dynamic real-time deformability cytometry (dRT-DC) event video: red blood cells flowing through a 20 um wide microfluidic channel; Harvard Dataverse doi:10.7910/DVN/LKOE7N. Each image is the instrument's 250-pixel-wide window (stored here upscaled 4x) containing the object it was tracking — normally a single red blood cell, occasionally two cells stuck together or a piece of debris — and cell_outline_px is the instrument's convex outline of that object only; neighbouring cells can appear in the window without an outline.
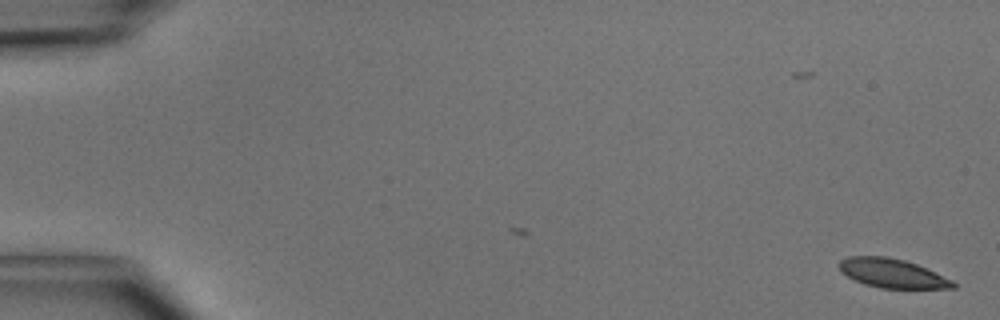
{"species": "common noctule bat (a hibernating species)", "species_latin": "Nyctalus noctula", "temperature_condition": "cold", "stored_images_in_passage": 50, "camera_frame_rate_fps": 3000, "um_per_image_px": 0.085, "animal": {"sex": "male", "body_mass_g": 15.6}, "frame": {"image": 1, "passage_image": 1, "time_ms": 0.0, "image_size_px": [1000, 320], "cell_outline_px": [[956, 288], [880, 288], [864, 284], [840, 272], [836, 264], [840, 260], [848, 256], [884, 256], [904, 260], [916, 264], [936, 272], [952, 280], [956, 284]], "centroid_in_image_um": [75.8, 23.22], "position_along_channel_um": 9.2, "area_um2": 19.31}}
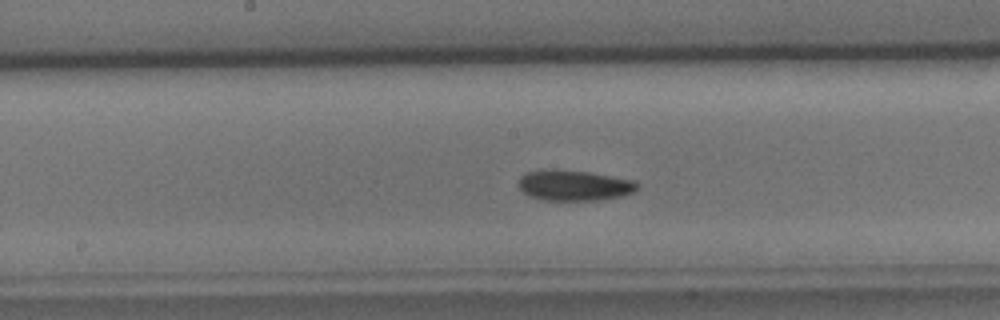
{"frame": {"image": 2, "passage_image": 26, "time_ms": 8.333, "image_size_px": [1000, 320], "cell_outline_px": [[640, 184], [632, 192], [620, 196], [600, 200], [544, 200], [528, 196], [520, 188], [520, 176], [528, 172], [544, 168], [588, 172], [636, 180]], "centroid_in_image_um": [48.8, 15.75], "position_along_channel_um": 199.4, "area_um2": 21.15}}
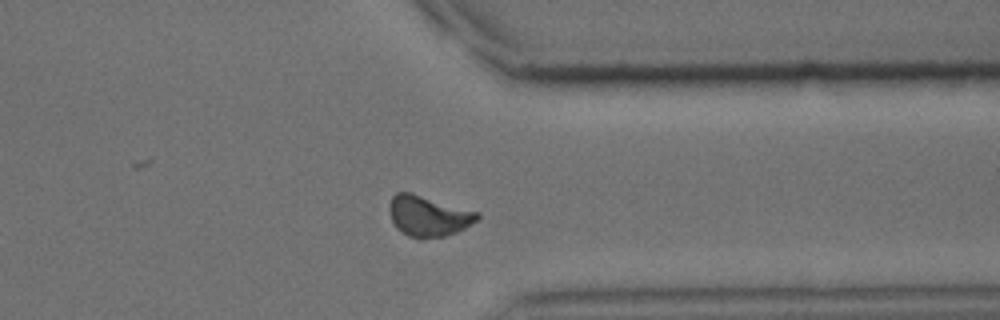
{"frame": {"image": 3, "passage_image": 39, "time_ms": 12.667, "image_size_px": [1000, 320], "cell_outline_px": [[480, 216], [476, 220], [464, 228], [456, 232], [444, 236], [420, 240], [408, 236], [400, 232], [396, 228], [388, 212], [388, 204], [392, 196], [396, 192], [412, 192], [480, 212]], "centroid_in_image_um": [36.37, 18.36], "position_along_channel_um": 375.0, "area_um2": 21.27}, "authors_computed_cell_mechanics": {"area_um2": 20.5479, "velocity_mm_per_s": 4.0938, "shape_relaxation_time_tau1_ms": 3.4787, "shape_relaxation_time_tau2_ms": null, "deformation_change_tau1": 0.095, "deformation_change_tau2": null}}